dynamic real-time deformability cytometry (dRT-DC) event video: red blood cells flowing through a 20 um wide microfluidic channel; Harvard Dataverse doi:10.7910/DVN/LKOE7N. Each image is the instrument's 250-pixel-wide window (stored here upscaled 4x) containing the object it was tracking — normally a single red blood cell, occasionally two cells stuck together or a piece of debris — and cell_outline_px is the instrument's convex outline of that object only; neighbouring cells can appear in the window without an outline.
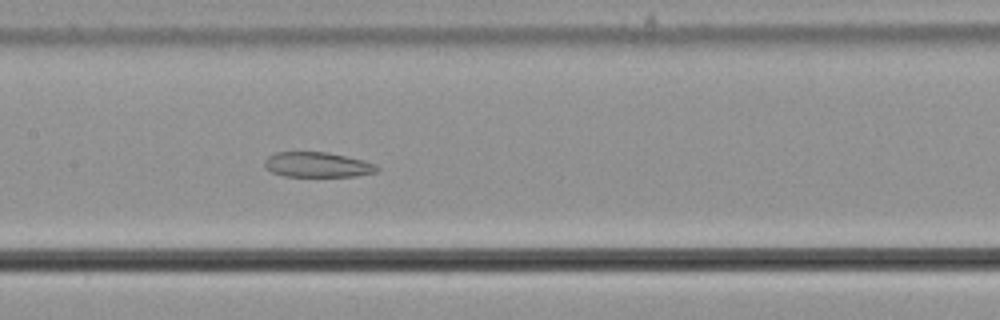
{"species": "common noctule bat (a hibernating species)", "species_latin": "Nyctalus noctula", "temperature_condition": "cold", "stored_images_in_passage": 50, "camera_frame_rate_fps": 3000, "um_per_image_px": 0.085, "animal": {"sex": "male", "body_mass_g": 21.5, "forearm_length_mm": 52.0}, "frame": {"image": 1, "passage_image": 28, "time_ms": 9.0, "image_size_px": [1000, 320], "cell_outline_px": [[380, 168], [376, 172], [356, 176], [284, 176], [272, 172], [264, 168], [264, 160], [268, 156], [276, 152], [328, 152], [364, 160], [376, 164]], "centroid_in_image_um": [26.98, 14.0], "position_along_channel_um": 180.4, "area_um2": 16.53}}
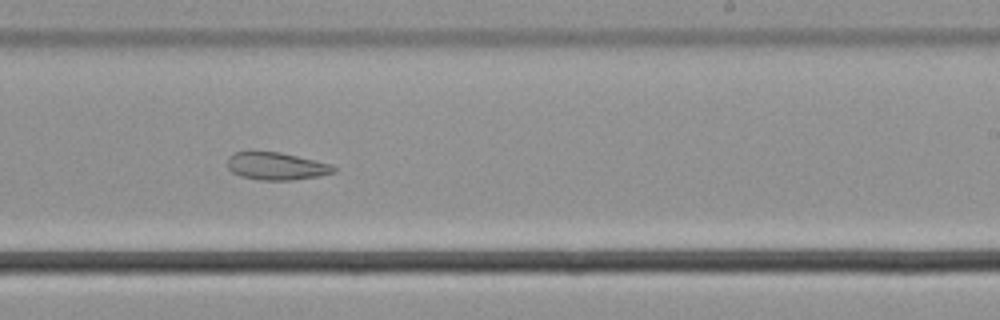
{"frame": {"image": 2, "passage_image": 35, "time_ms": 11.333, "image_size_px": [1000, 320], "cell_outline_px": [[336, 172], [320, 176], [292, 180], [260, 180], [240, 176], [232, 172], [228, 168], [228, 156], [236, 152], [280, 152], [332, 164], [336, 168]], "centroid_in_image_um": [23.51, 14.13], "position_along_channel_um": 265.5, "area_um2": 17.05}}
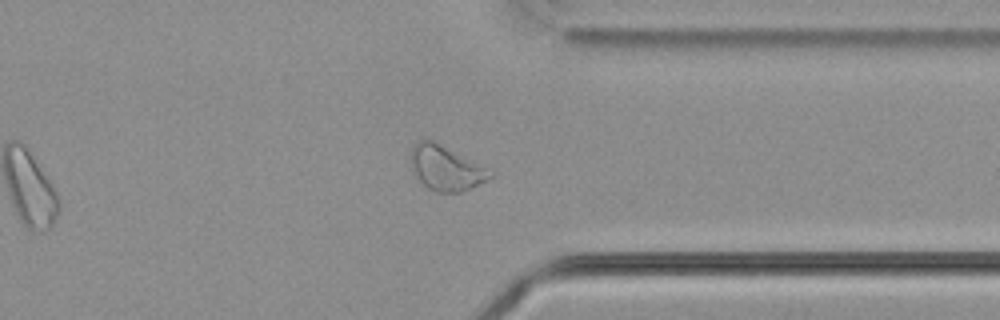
{"frame": {"image": 3, "passage_image": 44, "time_ms": 14.333, "image_size_px": [1000, 320], "cell_outline_px": [[496, 176], [488, 180], [460, 192], [436, 192], [420, 184], [412, 172], [408, 160], [412, 148], [416, 140], [432, 140], [496, 172]], "centroid_in_image_um": [37.87, 14.3], "position_along_channel_um": 373.5, "area_um2": 21.1}}